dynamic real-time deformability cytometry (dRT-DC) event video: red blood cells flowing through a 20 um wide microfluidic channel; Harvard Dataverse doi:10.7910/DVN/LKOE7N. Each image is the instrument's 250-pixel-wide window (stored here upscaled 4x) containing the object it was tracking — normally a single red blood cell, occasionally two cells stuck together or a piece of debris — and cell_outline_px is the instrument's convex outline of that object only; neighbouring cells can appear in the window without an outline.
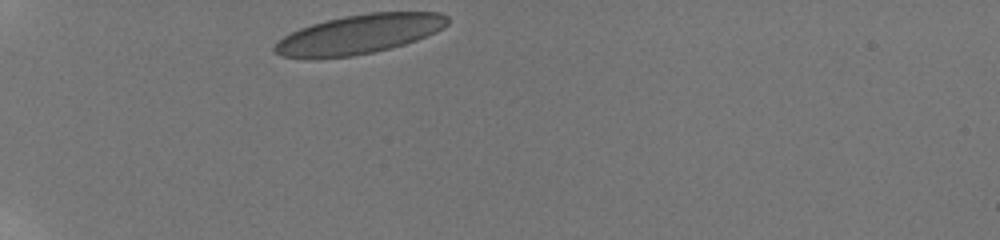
{"species": "human", "species_latin": "Homo sapiens", "temperature_condition": "room temperature", "stored_images_in_passage": 33, "camera_frame_rate_fps": 3000, "um_per_image_px": 0.085, "donor": {"sex": "male"}, "frame": {"image": 1, "passage_image": 1, "time_ms": 0.0, "image_size_px": [1000, 240], "cell_outline_px": [[448, 24], [444, 28], [436, 32], [416, 40], [404, 44], [372, 52], [352, 56], [280, 56], [272, 52], [272, 48], [284, 36], [300, 28], [312, 24], [344, 16], [368, 12], [440, 12], [448, 16]], "centroid_in_image_um": [30.6, 2.87], "position_along_channel_um": 54.4, "area_um2": 38.78}}
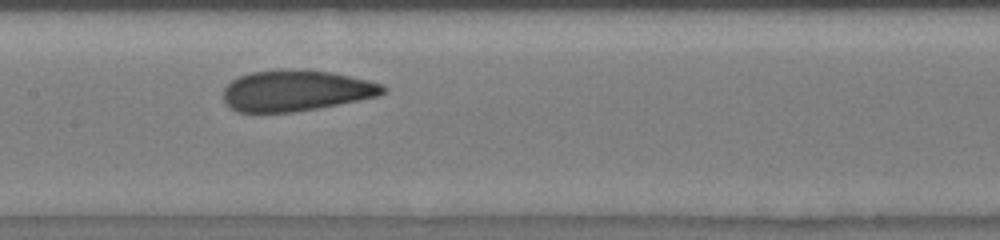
{"frame": {"image": 2, "passage_image": 14, "time_ms": 4.333, "image_size_px": [1000, 240], "cell_outline_px": [[388, 88], [380, 96], [316, 108], [292, 112], [236, 112], [224, 100], [224, 88], [232, 80], [240, 76], [252, 72], [332, 72], [368, 80], [380, 84]], "centroid_in_image_um": [25.18, 7.74], "position_along_channel_um": 182.2, "area_um2": 36.82}}
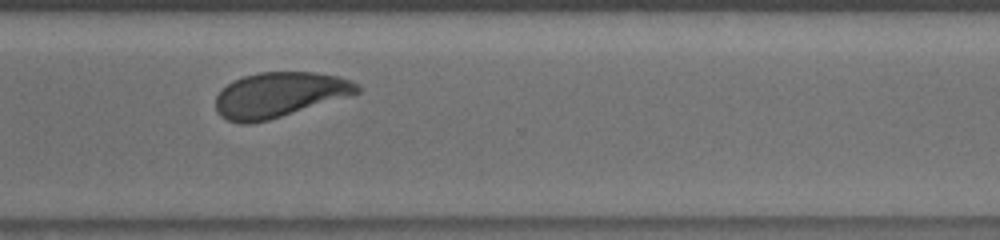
{"frame": {"image": 3, "passage_image": 27, "time_ms": 8.667, "image_size_px": [1000, 240], "cell_outline_px": [[360, 92], [268, 120], [248, 124], [240, 124], [228, 120], [220, 116], [216, 112], [216, 96], [232, 80], [244, 76], [260, 72], [316, 72], [336, 76], [352, 80], [360, 88]], "centroid_in_image_um": [23.7, 8.05], "position_along_channel_um": 346.9, "area_um2": 36.76}, "authors_computed_cell_mechanics": {"area_um2": 37.8012, "velocity_mm_per_s": 3.8024, "shape_relaxation_time_tau1_ms": 5.3686, "shape_relaxation_time_tau2_ms": 0.9256, "deformation_change_tau1": 0.1449, "deformation_change_tau2": 0.0676}}